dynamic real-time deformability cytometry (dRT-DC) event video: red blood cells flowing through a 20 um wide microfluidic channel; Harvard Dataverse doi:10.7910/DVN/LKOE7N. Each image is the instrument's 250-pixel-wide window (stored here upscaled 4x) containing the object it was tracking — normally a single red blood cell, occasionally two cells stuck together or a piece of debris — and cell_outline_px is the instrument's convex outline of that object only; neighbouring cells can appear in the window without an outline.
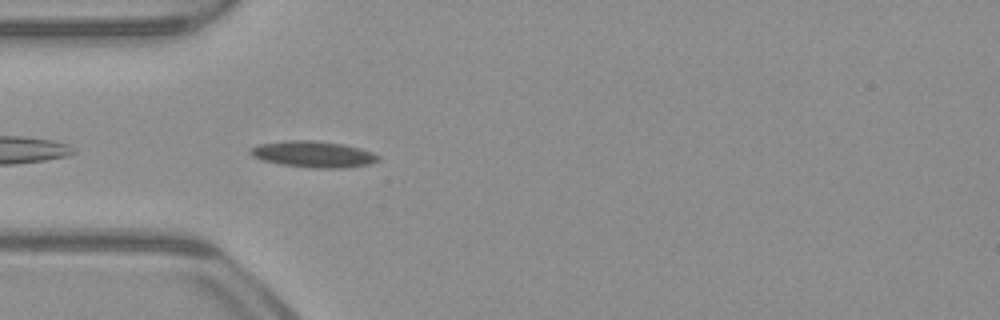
{"species": "common noctule bat (a hibernating species)", "species_latin": "Nyctalus noctula", "temperature_condition": "warm", "stored_images_in_passage": 35, "camera_frame_rate_fps": 3000, "um_per_image_px": 0.085, "animal": {"sex": "male", "body_mass_g": 23.1, "forearm_length_mm": 52.7}, "frame": {"image": 1, "passage_image": 2, "time_ms": 0.333, "image_size_px": [1000, 320], "cell_outline_px": [[380, 160], [372, 164], [344, 168], [312, 168], [284, 164], [264, 160], [252, 156], [248, 152], [252, 148], [260, 144], [288, 140], [316, 140], [344, 144], [360, 148], [372, 152], [380, 156]], "centroid_in_image_um": [26.7, 13.11], "position_along_channel_um": 58.3, "area_um2": 19.59}}
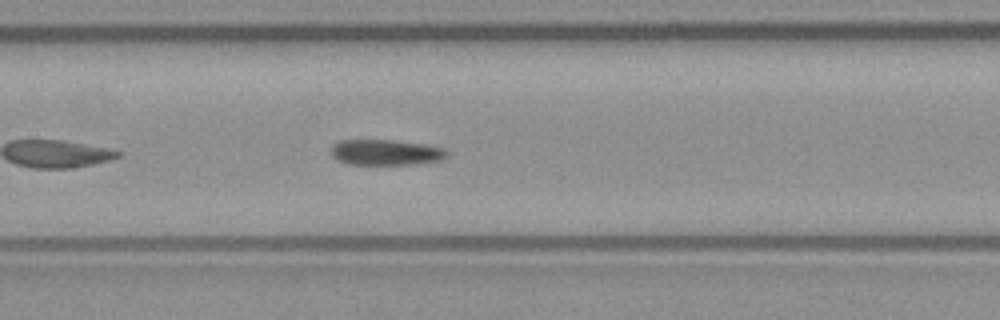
{"frame": {"image": 2, "passage_image": 11, "time_ms": 3.333, "image_size_px": [1000, 320], "cell_outline_px": [[448, 156], [444, 160], [416, 164], [348, 164], [336, 160], [332, 156], [332, 144], [340, 140], [392, 140], [428, 144], [448, 148]], "centroid_in_image_um": [32.87, 12.95], "position_along_channel_um": 174.5, "area_um2": 17.69}}
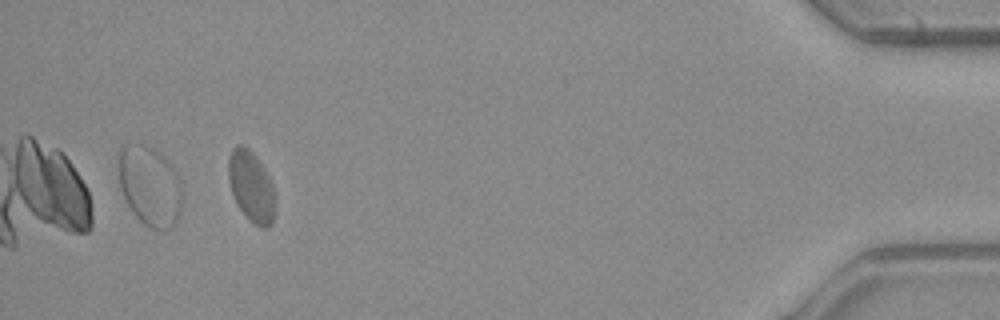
{"frame": {"image": 3, "passage_image": 35, "time_ms": 11.333, "image_size_px": [1000, 320], "cell_outline_px": [[276, 200], [272, 224], [268, 228], [260, 228], [240, 208], [232, 192], [228, 180], [228, 156], [232, 148], [236, 144], [244, 144], [256, 156], [268, 176], [272, 184], [276, 196]], "centroid_in_image_um": [21.36, 15.81], "position_along_channel_um": 413.8, "area_um2": 19.25}, "authors_computed_cell_mechanics": {"area_um2": 18.0336, "velocity_mm_per_s": 3.9281, "shape_relaxation_time_tau1_ms": null, "shape_relaxation_time_tau2_ms": 4.8725, "deformation_change_tau1": null, "deformation_change_tau2": 0.0658}}